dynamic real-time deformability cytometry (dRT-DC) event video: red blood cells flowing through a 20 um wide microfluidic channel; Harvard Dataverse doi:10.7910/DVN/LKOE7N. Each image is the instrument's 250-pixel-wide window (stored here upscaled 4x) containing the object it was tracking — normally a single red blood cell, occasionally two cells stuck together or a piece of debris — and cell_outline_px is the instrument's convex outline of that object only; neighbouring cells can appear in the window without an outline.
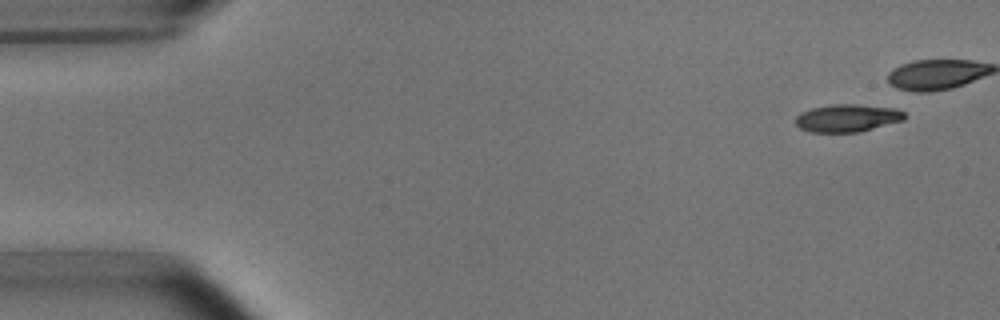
{"species": "common noctule bat (a hibernating species)", "species_latin": "Nyctalus noctula", "temperature_condition": "room temperature", "stored_images_in_passage": 6, "camera_frame_rate_fps": 3000, "um_per_image_px": 0.085, "animal": {"sex": "male", "body_mass_g": 15.6}, "frame": {"image": 1, "passage_image": 2, "time_ms": 1.0, "image_size_px": [1000, 320], "cell_outline_px": [[904, 120], [860, 132], [812, 132], [800, 128], [796, 124], [796, 116], [812, 108], [836, 104], [852, 104], [896, 108], [904, 112]], "centroid_in_image_um": [72.05, 10.04], "position_along_channel_um": 13.0, "area_um2": 17.34}}